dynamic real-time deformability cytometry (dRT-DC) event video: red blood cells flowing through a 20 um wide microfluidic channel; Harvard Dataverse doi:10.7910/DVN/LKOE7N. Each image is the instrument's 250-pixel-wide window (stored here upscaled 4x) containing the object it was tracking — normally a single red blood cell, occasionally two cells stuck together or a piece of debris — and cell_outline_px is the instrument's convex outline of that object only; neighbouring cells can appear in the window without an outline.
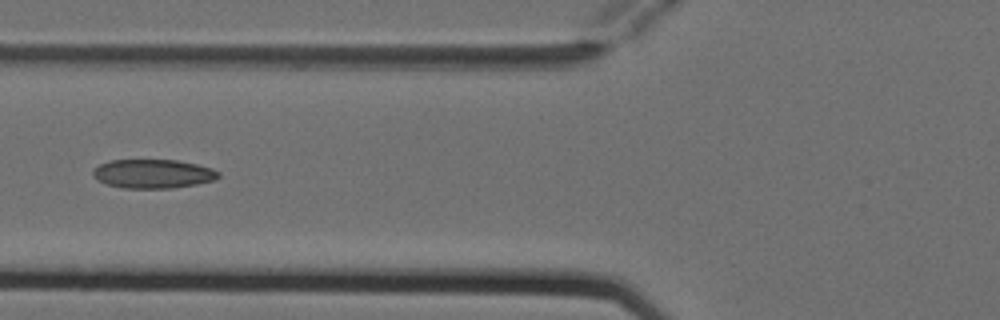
{"species": "Egyptian fruit bat (a non-hibernating species)", "species_latin": "Rousettus aegyptiacus", "temperature_condition": "cold", "stored_images_in_passage": 6, "camera_frame_rate_fps": 3000, "um_per_image_px": 0.085, "animal": {"sex": "female"}, "frame": {"image": 1, "passage_image": 6, "time_ms": 1.667, "image_size_px": [1000, 320], "cell_outline_px": [[220, 176], [216, 180], [196, 184], [172, 188], [124, 188], [108, 184], [96, 180], [92, 176], [92, 172], [100, 164], [112, 160], [176, 160], [196, 164], [212, 168], [220, 172]], "centroid_in_image_um": [13.03, 14.77], "position_along_channel_um": 112.8, "area_um2": 21.15}}